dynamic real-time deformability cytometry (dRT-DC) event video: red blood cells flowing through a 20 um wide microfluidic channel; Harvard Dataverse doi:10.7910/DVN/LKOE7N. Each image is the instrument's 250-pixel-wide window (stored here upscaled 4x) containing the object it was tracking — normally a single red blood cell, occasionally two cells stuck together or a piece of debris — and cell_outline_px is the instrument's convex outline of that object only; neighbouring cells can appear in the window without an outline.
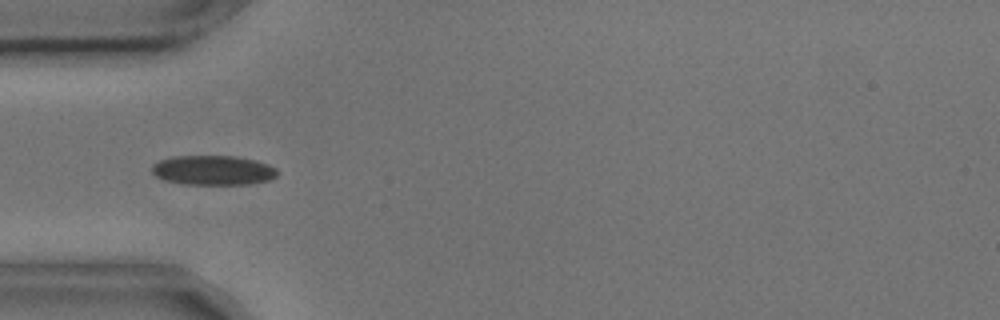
{"species": "common noctule bat (a hibernating species)", "species_latin": "Nyctalus noctula", "temperature_condition": "cold", "stored_images_in_passage": 3, "camera_frame_rate_fps": 3000, "um_per_image_px": 0.085, "animal": {"sex": "male", "body_mass_g": 17.9, "forearm_length_mm": 54.2}, "frame": {"image": 1, "passage_image": 3, "time_ms": 0.667, "image_size_px": [1000, 320], "cell_outline_px": [[276, 176], [268, 180], [248, 184], [180, 184], [156, 176], [152, 172], [152, 164], [160, 160], [172, 156], [236, 156], [256, 160], [268, 164], [276, 168]], "centroid_in_image_um": [18.1, 14.46], "position_along_channel_um": 66.9, "area_um2": 21.56}}